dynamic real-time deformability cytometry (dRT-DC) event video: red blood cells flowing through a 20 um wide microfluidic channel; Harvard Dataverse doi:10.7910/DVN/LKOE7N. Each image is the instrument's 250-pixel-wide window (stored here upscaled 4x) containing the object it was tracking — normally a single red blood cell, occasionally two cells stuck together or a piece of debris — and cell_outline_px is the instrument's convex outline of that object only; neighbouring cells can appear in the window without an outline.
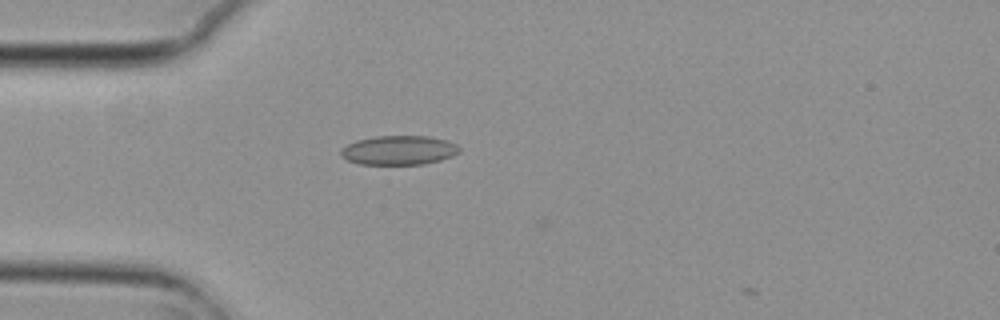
{"species": "common noctule bat (a hibernating species)", "species_latin": "Nyctalus noctula", "temperature_condition": "cold", "stored_images_in_passage": 5, "camera_frame_rate_fps": 3000, "um_per_image_px": 0.085, "animal": {"sex": "female", "body_mass_g": 29.2, "forearm_length_mm": 56.3}, "frame": {"image": 1, "passage_image": 5, "time_ms": 1.333, "image_size_px": [1000, 320], "cell_outline_px": [[460, 152], [452, 156], [440, 160], [424, 164], [360, 164], [348, 160], [340, 156], [340, 148], [356, 140], [376, 136], [428, 136], [448, 140], [456, 144], [460, 148]], "centroid_in_image_um": [33.9, 12.76], "position_along_channel_um": 51.1, "area_um2": 20.29}}